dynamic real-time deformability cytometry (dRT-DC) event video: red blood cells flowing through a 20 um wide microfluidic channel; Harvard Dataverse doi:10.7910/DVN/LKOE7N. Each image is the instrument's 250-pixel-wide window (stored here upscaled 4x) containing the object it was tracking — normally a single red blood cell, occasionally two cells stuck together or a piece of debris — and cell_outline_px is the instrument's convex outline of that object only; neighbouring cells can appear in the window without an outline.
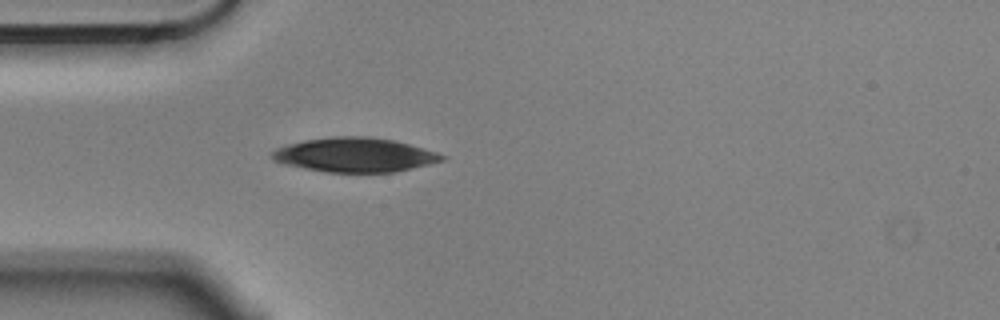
{"species": "Egyptian fruit bat (a non-hibernating species)", "species_latin": "Rousettus aegyptiacus", "temperature_condition": "cold", "stored_images_in_passage": 36, "camera_frame_rate_fps": 3000, "um_per_image_px": 0.085, "animal": {"sex": "male"}, "frame": {"image": 1, "passage_image": 1, "time_ms": 0.0, "image_size_px": [1000, 320], "cell_outline_px": [[448, 156], [444, 160], [396, 172], [328, 172], [304, 168], [284, 164], [272, 160], [268, 156], [276, 148], [288, 144], [304, 140], [336, 136], [364, 136], [392, 140], [424, 148]], "centroid_in_image_um": [30.13, 13.16], "position_along_channel_um": 54.9, "area_um2": 33.87}}
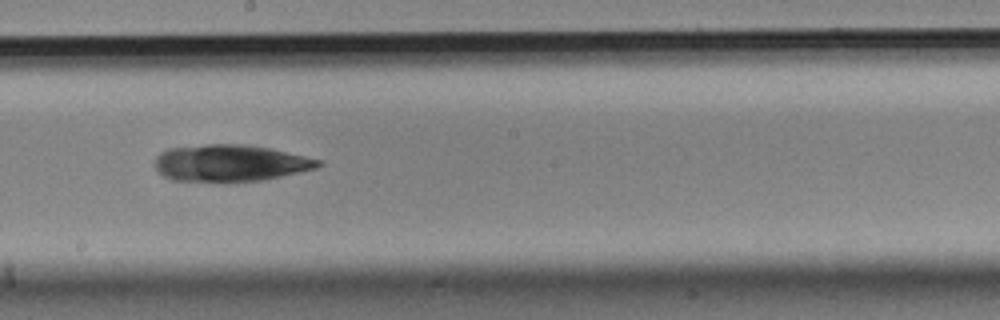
{"frame": {"image": 2, "passage_image": 16, "time_ms": 5.0, "image_size_px": [1000, 320], "cell_outline_px": [[324, 164], [316, 168], [264, 180], [172, 180], [164, 176], [156, 168], [156, 156], [160, 152], [168, 148], [208, 144], [244, 144], [268, 148], [324, 160]], "centroid_in_image_um": [19.6, 13.83], "position_along_channel_um": 228.6, "area_um2": 34.45}}
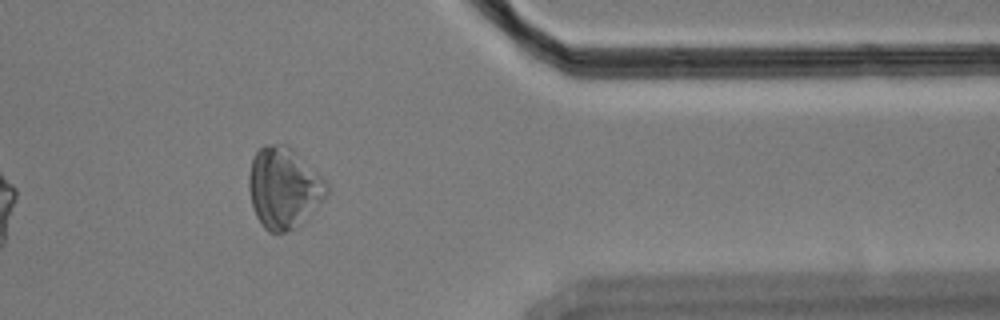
{"frame": {"image": 3, "passage_image": 31, "time_ms": 10.0, "image_size_px": [1000, 320], "cell_outline_px": [[328, 192], [300, 224], [296, 228], [284, 232], [268, 232], [264, 228], [256, 216], [252, 204], [248, 188], [248, 176], [252, 160], [256, 152], [264, 144], [288, 144], [328, 184]], "centroid_in_image_um": [24.07, 15.95], "position_along_channel_um": 387.3, "area_um2": 36.3}}